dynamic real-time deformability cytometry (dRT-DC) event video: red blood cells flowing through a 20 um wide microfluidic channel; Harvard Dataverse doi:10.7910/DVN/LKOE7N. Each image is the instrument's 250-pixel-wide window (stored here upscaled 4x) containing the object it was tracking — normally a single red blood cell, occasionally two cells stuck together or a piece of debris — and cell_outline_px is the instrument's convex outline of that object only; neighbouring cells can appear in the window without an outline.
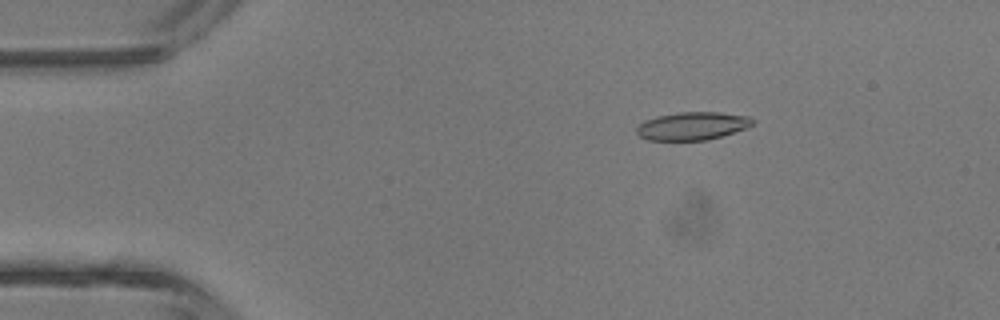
{"species": "common noctule bat (a hibernating species)", "species_latin": "Nyctalus noctula", "temperature_condition": "room temperature", "stored_images_in_passage": 3, "camera_frame_rate_fps": 3000, "um_per_image_px": 0.085, "animal": {"sex": "male", "body_mass_g": 13.3}, "frame": {"image": 1, "passage_image": 1, "time_ms": 0.0, "image_size_px": [1000, 320], "cell_outline_px": [[756, 120], [752, 124], [744, 128], [708, 140], [648, 140], [640, 136], [636, 132], [636, 128], [644, 120], [656, 116], [680, 112], [720, 112], [748, 116]], "centroid_in_image_um": [58.82, 10.7], "position_along_channel_um": 26.2, "area_um2": 18.79}}